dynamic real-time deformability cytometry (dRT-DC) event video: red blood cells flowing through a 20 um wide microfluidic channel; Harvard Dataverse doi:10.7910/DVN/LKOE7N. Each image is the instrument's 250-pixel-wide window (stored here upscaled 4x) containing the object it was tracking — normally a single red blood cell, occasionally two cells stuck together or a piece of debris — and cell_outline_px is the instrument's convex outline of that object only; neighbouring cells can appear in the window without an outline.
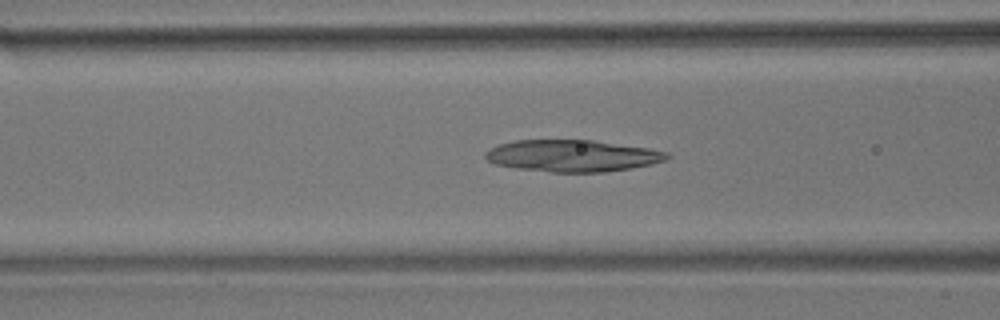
{"species": "common noctule bat (a hibernating species)", "species_latin": "Nyctalus noctula", "temperature_condition": "room temperature", "stored_images_in_passage": 56, "camera_frame_rate_fps": 3000, "um_per_image_px": 0.085, "animal": {"sex": "male", "body_mass_g": 17.9}, "frame": {"image": 1, "passage_image": 22, "time_ms": 7.0, "image_size_px": [1000, 320], "cell_outline_px": [[672, 156], [664, 160], [652, 164], [632, 168], [604, 172], [552, 172], [516, 168], [496, 164], [488, 160], [484, 156], [484, 152], [500, 144], [516, 140], [592, 140], [648, 148], [668, 152]], "centroid_in_image_um": [48.67, 13.24], "position_along_channel_um": 117.9, "area_um2": 33.52}}
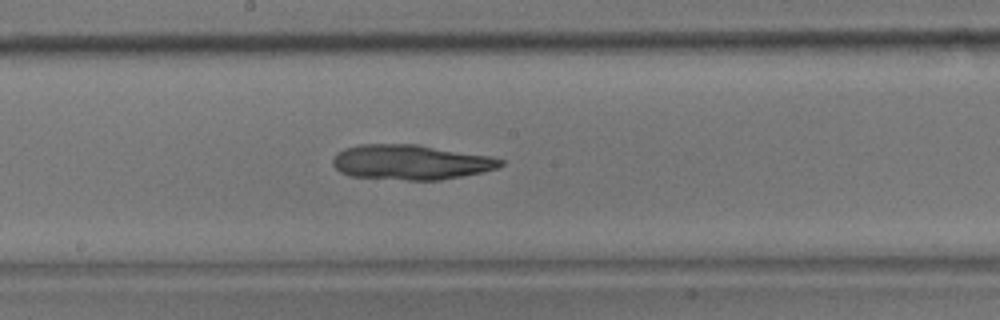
{"frame": {"image": 2, "passage_image": 30, "time_ms": 9.667, "image_size_px": [1000, 320], "cell_outline_px": [[504, 164], [496, 168], [464, 176], [440, 180], [408, 180], [348, 176], [340, 172], [332, 164], [332, 160], [336, 152], [344, 148], [360, 144], [420, 144], [492, 156], [504, 160]], "centroid_in_image_um": [34.9, 13.78], "position_along_channel_um": 213.3, "area_um2": 34.56}}
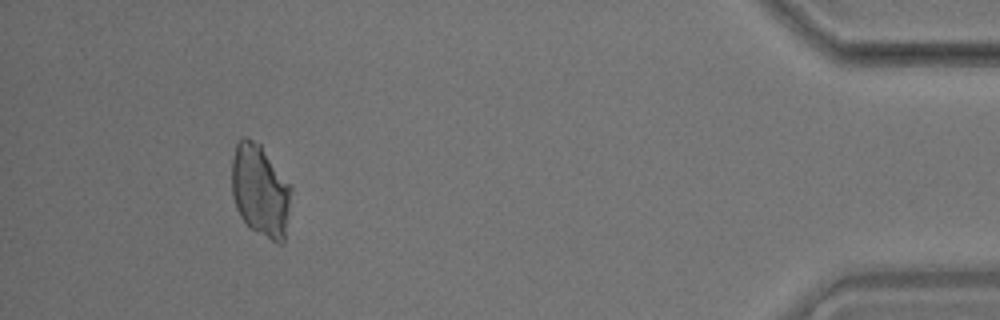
{"frame": {"image": 3, "passage_image": 52, "time_ms": 17.0, "image_size_px": [1000, 320], "cell_outline_px": [[292, 188], [284, 244], [276, 244], [256, 232], [240, 216], [236, 208], [232, 196], [232, 160], [236, 144], [244, 136], [248, 136], [260, 144]], "centroid_in_image_um": [22.12, 16.22], "position_along_channel_um": 413.1, "area_um2": 31.91}}